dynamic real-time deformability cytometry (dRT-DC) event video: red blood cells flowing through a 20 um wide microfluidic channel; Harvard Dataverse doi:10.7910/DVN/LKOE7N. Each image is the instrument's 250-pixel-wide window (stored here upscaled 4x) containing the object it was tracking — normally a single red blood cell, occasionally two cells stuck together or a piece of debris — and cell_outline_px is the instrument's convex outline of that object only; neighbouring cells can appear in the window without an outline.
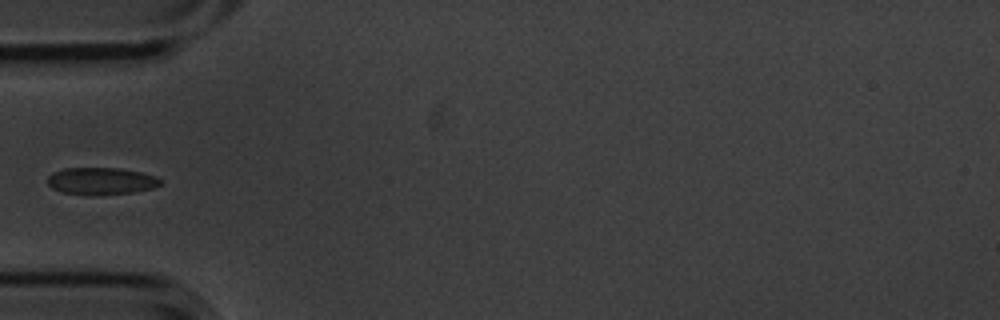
{"species": "common noctule bat (a hibernating species)", "species_latin": "Nyctalus noctula", "temperature_condition": "cold", "stored_images_in_passage": 40, "camera_frame_rate_fps": 3000, "um_per_image_px": 0.085, "animal": {"sex": "male", "body_mass_g": 20.1, "forearm_length_mm": 53.5}, "frame": {"image": 1, "passage_image": 1, "time_ms": 0.0, "image_size_px": [1000, 320], "cell_outline_px": [[160, 184], [152, 188], [132, 192], [60, 192], [52, 188], [48, 184], [48, 176], [52, 172], [64, 168], [120, 168], [140, 172], [156, 176], [160, 180]], "centroid_in_image_um": [8.58, 15.33], "position_along_channel_um": 76.4, "area_um2": 16.88}}
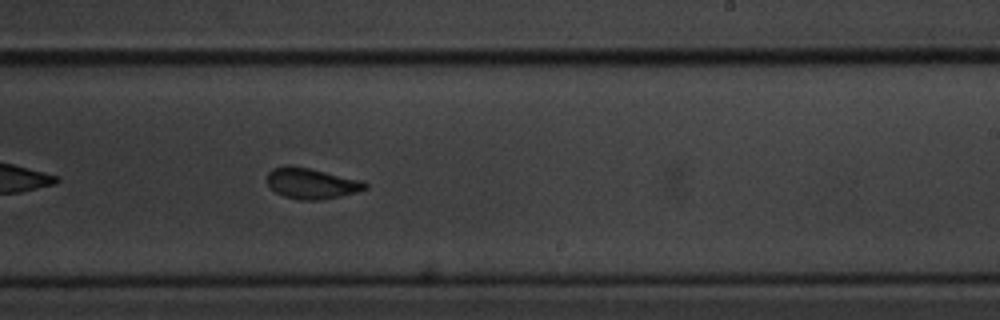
{"frame": {"image": 2, "passage_image": 17, "time_ms": 5.333, "image_size_px": [1000, 320], "cell_outline_px": [[368, 188], [356, 192], [340, 196], [320, 200], [300, 200], [284, 196], [276, 192], [268, 184], [268, 172], [272, 168], [288, 164], [308, 168], [364, 180], [368, 184]], "centroid_in_image_um": [26.5, 15.58], "position_along_channel_um": 262.5, "area_um2": 17.63}}
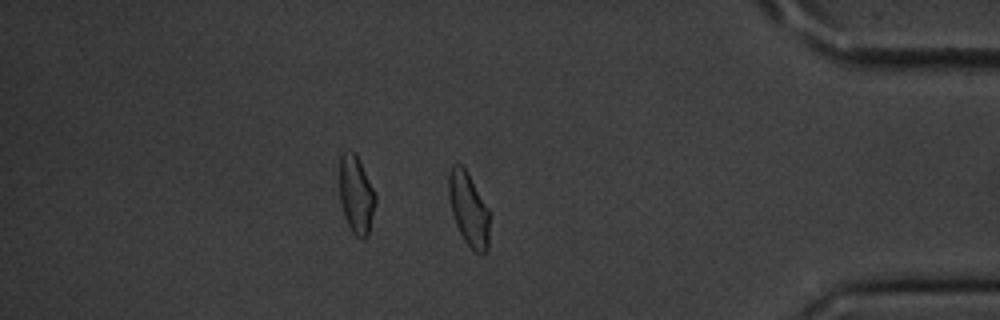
{"frame": {"image": 3, "passage_image": 31, "time_ms": 10.0, "image_size_px": [1000, 320], "cell_outline_px": [[488, 248], [480, 256], [464, 240], [456, 224], [452, 212], [448, 192], [448, 176], [452, 168], [456, 164], [460, 164], [468, 172], [488, 208]], "centroid_in_image_um": [39.83, 17.78], "position_along_channel_um": 395.4, "area_um2": 17.11}}